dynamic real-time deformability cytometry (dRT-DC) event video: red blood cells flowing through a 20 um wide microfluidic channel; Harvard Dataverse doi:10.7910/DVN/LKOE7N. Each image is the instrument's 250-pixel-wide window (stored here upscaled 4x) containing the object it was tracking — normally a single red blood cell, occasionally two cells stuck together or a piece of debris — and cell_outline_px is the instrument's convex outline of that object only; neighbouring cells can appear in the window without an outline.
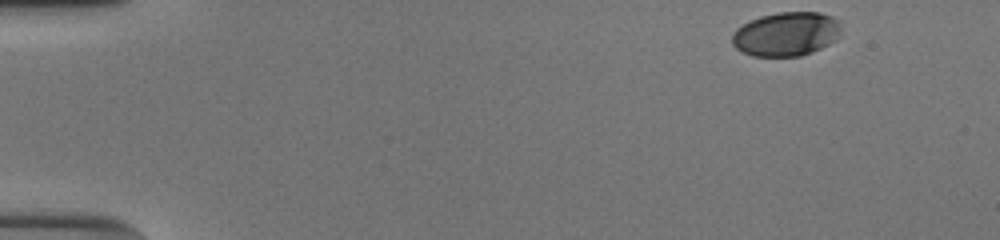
{"species": "human", "species_latin": "Homo sapiens", "temperature_condition": "cold", "stored_images_in_passage": 42, "camera_frame_rate_fps": 3000, "um_per_image_px": 0.085, "donor": {"sex": "male"}, "frame": {"image": 1, "passage_image": 1, "time_ms": 0.0, "image_size_px": [1000, 240], "cell_outline_px": [[840, 32], [836, 40], [812, 52], [800, 56], [752, 56], [736, 48], [732, 44], [732, 32], [736, 28], [760, 16], [776, 12], [820, 12], [832, 16], [840, 24]], "centroid_in_image_um": [66.82, 2.89], "position_along_channel_um": 18.2, "area_um2": 27.98}}
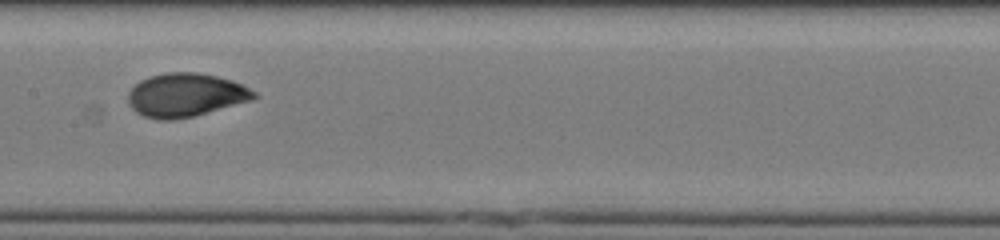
{"frame": {"image": 2, "passage_image": 24, "time_ms": 7.667, "image_size_px": [1000, 240], "cell_outline_px": [[260, 96], [252, 100], [192, 116], [172, 120], [160, 120], [144, 116], [136, 112], [128, 104], [128, 92], [140, 80], [148, 76], [168, 72], [196, 72], [216, 76], [232, 80], [256, 92]], "centroid_in_image_um": [15.76, 8.07], "position_along_channel_um": 191.6, "area_um2": 31.85}}
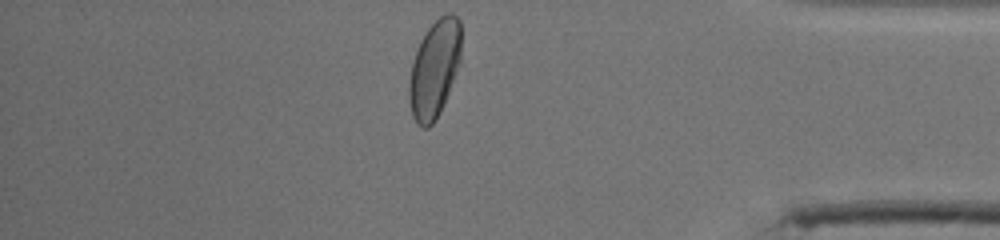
{"frame": {"image": 3, "passage_image": 42, "time_ms": 13.667, "image_size_px": [1000, 240], "cell_outline_px": [[460, 64], [440, 112], [436, 120], [428, 128], [424, 128], [416, 124], [412, 116], [408, 96], [408, 84], [412, 60], [420, 40], [428, 28], [440, 16], [448, 12], [452, 12], [460, 20]], "centroid_in_image_um": [36.91, 5.87], "position_along_channel_um": 398.3, "area_um2": 29.82}, "authors_computed_cell_mechanics": {"area_um2": 30.6629, "velocity_mm_per_s": 3.88, "shape_relaxation_time_tau1_ms": 3.9969, "shape_relaxation_time_tau2_ms": null, "deformation_change_tau1": 0.1692, "deformation_change_tau2": null}}